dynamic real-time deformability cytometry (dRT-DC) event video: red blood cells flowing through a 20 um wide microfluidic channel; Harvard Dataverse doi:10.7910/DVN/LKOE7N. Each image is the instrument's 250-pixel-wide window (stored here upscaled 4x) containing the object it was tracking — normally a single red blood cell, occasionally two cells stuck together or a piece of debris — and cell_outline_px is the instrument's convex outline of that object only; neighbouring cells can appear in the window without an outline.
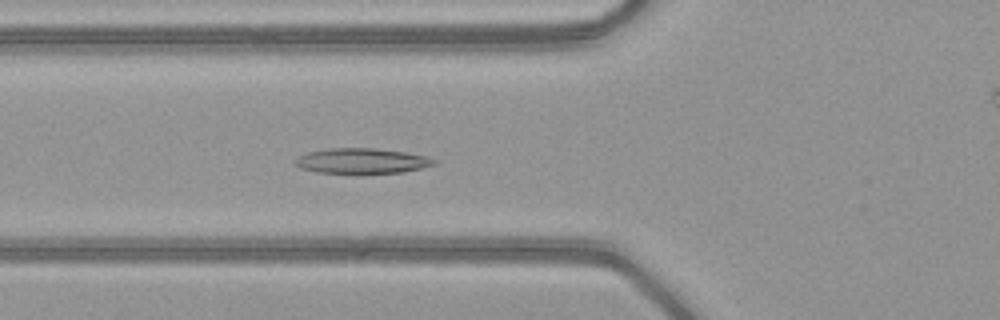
{"species": "common noctule bat (a hibernating species)", "species_latin": "Nyctalus noctula", "temperature_condition": "warm", "stored_images_in_passage": 42, "camera_frame_rate_fps": 3000, "um_per_image_px": 0.085, "animal": {"sex": "female", "body_mass_g": 21.9}, "frame": {"image": 1, "passage_image": 10, "time_ms": 3.0, "image_size_px": [1000, 320], "cell_outline_px": [[436, 164], [404, 172], [360, 176], [356, 176], [316, 172], [300, 168], [292, 164], [292, 160], [308, 152], [328, 148], [376, 148], [404, 152], [428, 156], [436, 160]], "centroid_in_image_um": [30.71, 13.72], "position_along_channel_um": 95.1, "area_um2": 21.56}}
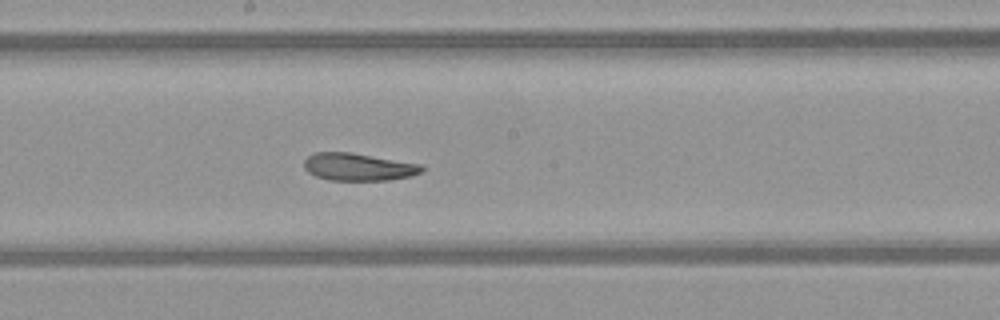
{"frame": {"image": 2, "passage_image": 19, "time_ms": 6.0, "image_size_px": [1000, 320], "cell_outline_px": [[424, 168], [420, 172], [412, 176], [388, 180], [328, 180], [316, 176], [308, 172], [304, 168], [304, 160], [312, 152], [352, 152], [424, 164]], "centroid_in_image_um": [30.47, 14.17], "position_along_channel_um": 217.7, "area_um2": 19.13}}
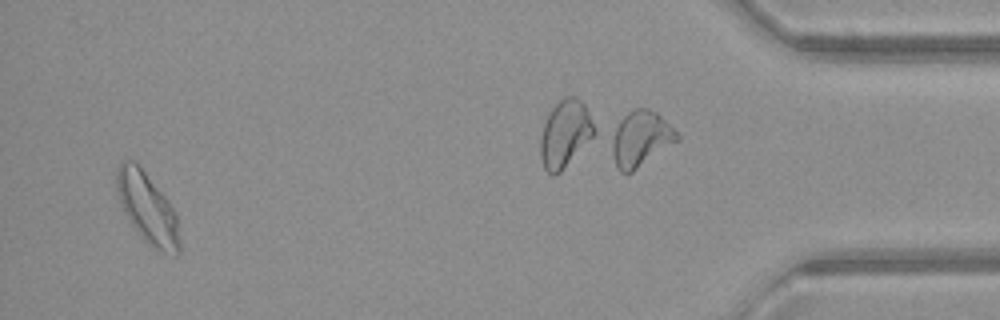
{"frame": {"image": 3, "passage_image": 40, "time_ms": 13.0, "image_size_px": [1000, 320], "cell_outline_px": [[180, 252], [176, 256], [172, 256], [148, 244], [140, 236], [128, 220], [120, 204], [116, 184], [116, 172], [120, 164], [124, 160], [136, 160], [168, 200], [176, 212], [180, 244]], "centroid_in_image_um": [12.54, 17.69], "position_along_channel_um": 422.7, "area_um2": 26.07}, "authors_computed_cell_mechanics": {"area_um2": 20.8369, "velocity_mm_per_s": 4.0605, "shape_relaxation_time_tau1_ms": null, "shape_relaxation_time_tau2_ms": 4.7206, "deformation_change_tau1": null, "deformation_change_tau2": 0.1305}}